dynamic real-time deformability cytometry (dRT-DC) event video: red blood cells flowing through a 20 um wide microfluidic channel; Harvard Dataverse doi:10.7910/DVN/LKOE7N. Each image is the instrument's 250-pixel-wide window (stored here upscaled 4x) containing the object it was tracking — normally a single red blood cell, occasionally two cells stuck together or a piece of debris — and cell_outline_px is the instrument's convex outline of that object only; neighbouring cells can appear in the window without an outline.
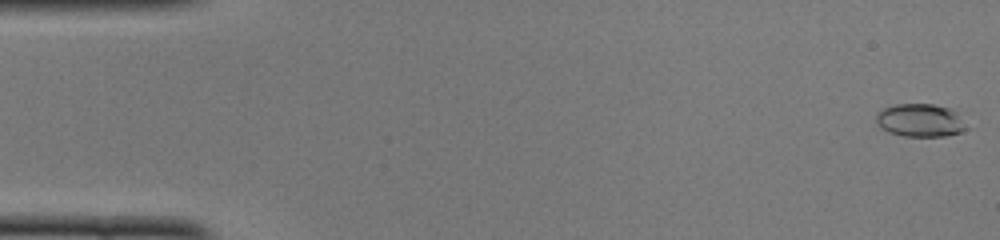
{"species": "common noctule bat (a hibernating species)", "species_latin": "Nyctalus noctula", "temperature_condition": "cold", "stored_images_in_passage": 50, "camera_frame_rate_fps": 3000, "um_per_image_px": 0.085, "animal": {"sex": "female", "body_mass_g": 22.0, "forearm_length_mm": 56.7}, "frame": {"image": 1, "passage_image": 1, "time_ms": 0.0, "image_size_px": [1000, 240], "cell_outline_px": [[968, 128], [960, 132], [948, 136], [904, 136], [888, 132], [880, 128], [876, 124], [876, 116], [884, 108], [896, 104], [932, 104], [952, 108], [956, 112]], "centroid_in_image_um": [78.22, 10.23], "position_along_channel_um": 6.8, "area_um2": 17.4}}
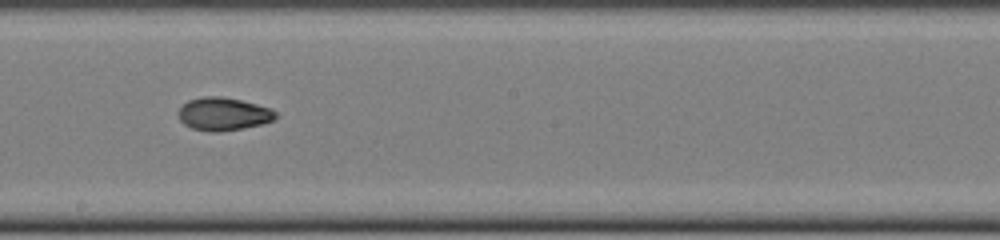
{"frame": {"image": 2, "passage_image": 28, "time_ms": 9.0, "image_size_px": [1000, 240], "cell_outline_px": [[276, 116], [272, 120], [260, 124], [244, 128], [220, 132], [208, 132], [192, 128], [184, 124], [180, 120], [176, 112], [188, 100], [200, 96], [220, 96], [240, 100], [272, 108], [276, 112]], "centroid_in_image_um": [18.95, 9.69], "position_along_channel_um": 229.3, "area_um2": 18.79}}
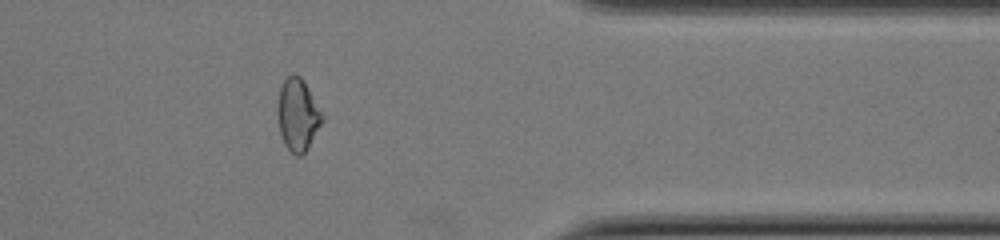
{"frame": {"image": 3, "passage_image": 41, "time_ms": 13.333, "image_size_px": [1000, 240], "cell_outline_px": [[324, 120], [308, 148], [300, 156], [296, 156], [284, 144], [280, 132], [276, 112], [276, 108], [280, 84], [292, 72], [300, 76], [320, 108], [324, 116]], "centroid_in_image_um": [25.29, 9.74], "position_along_channel_um": 386.1, "area_um2": 18.96}, "authors_computed_cell_mechanics": {"area_um2": 18.3804, "velocity_mm_per_s": 3.9982, "shape_relaxation_time_tau1_ms": null, "shape_relaxation_time_tau2_ms": 3.2239, "deformation_change_tau1": null, "deformation_change_tau2": 0.0759}}